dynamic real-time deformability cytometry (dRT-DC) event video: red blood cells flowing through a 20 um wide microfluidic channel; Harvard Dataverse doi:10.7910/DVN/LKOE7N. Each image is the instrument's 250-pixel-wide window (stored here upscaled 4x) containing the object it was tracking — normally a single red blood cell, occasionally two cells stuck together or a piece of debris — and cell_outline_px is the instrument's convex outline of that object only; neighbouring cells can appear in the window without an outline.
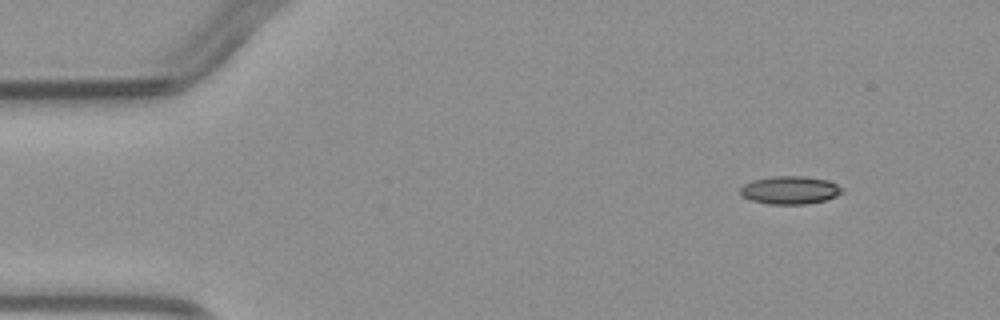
{"species": "common noctule bat (a hibernating species)", "species_latin": "Nyctalus noctula", "temperature_condition": "warm", "stored_images_in_passage": 3, "camera_frame_rate_fps": 3000, "um_per_image_px": 0.085, "animal": {"sex": "male", "body_mass_g": 23.1, "forearm_length_mm": 52.7}, "frame": {"image": 1, "passage_image": 1, "time_ms": 0.0, "image_size_px": [1000, 320], "cell_outline_px": [[844, 192], [836, 196], [824, 200], [808, 204], [768, 204], [752, 200], [740, 196], [740, 188], [744, 184], [752, 180], [772, 176], [804, 176], [828, 180], [844, 188]], "centroid_in_image_um": [67.15, 16.16], "position_along_channel_um": 17.9, "area_um2": 16.76}}